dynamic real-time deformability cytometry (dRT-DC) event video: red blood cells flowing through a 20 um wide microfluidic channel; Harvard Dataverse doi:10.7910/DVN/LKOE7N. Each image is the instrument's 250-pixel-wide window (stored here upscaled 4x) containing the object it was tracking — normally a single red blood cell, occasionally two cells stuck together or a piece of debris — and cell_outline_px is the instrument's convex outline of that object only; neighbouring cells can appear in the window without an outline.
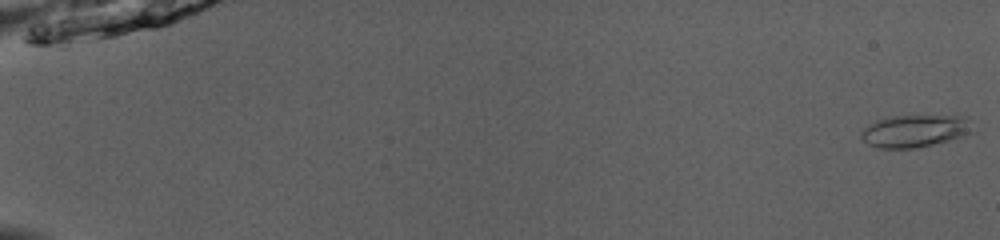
{"species": "common noctule bat (a hibernating species)", "species_latin": "Nyctalus noctula", "temperature_condition": "room temperature", "stored_images_in_passage": 51, "camera_frame_rate_fps": 3000, "um_per_image_px": 0.085, "animal": {"sex": "male", "body_mass_g": 13.0, "forearm_length_mm": 53.1}, "frame": {"image": 1, "passage_image": 1, "time_ms": 0.0, "image_size_px": [1000, 240], "cell_outline_px": [[972, 132], [948, 140], [916, 148], [876, 148], [868, 144], [860, 136], [860, 132], [864, 128], [876, 120], [888, 116], [964, 116], [968, 120]], "centroid_in_image_um": [77.69, 11.13], "position_along_channel_um": 7.3, "area_um2": 20.69}}
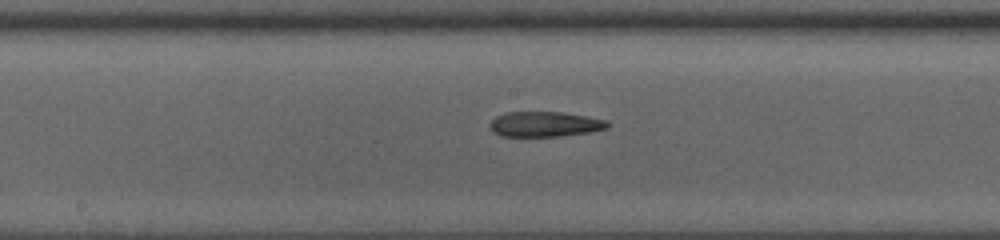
{"frame": {"image": 2, "passage_image": 29, "time_ms": 9.333, "image_size_px": [1000, 240], "cell_outline_px": [[612, 124], [608, 128], [588, 132], [556, 136], [500, 136], [492, 132], [488, 128], [488, 124], [496, 116], [508, 112], [564, 112], [588, 116], [608, 120]], "centroid_in_image_um": [46.31, 10.55], "position_along_channel_um": 201.9, "area_um2": 17.46}}
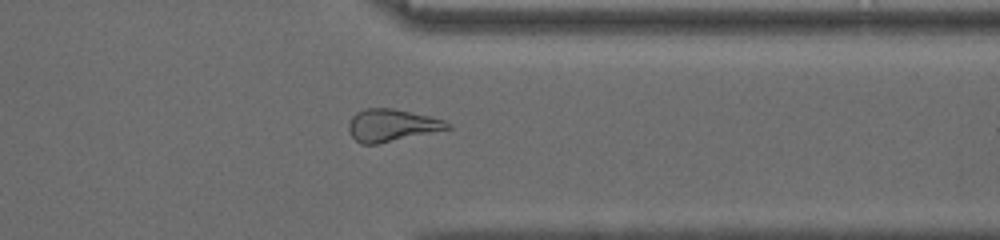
{"frame": {"image": 3, "passage_image": 42, "time_ms": 13.667, "image_size_px": [1000, 240], "cell_outline_px": [[452, 128], [376, 144], [360, 144], [348, 132], [348, 124], [352, 116], [356, 112], [364, 108], [392, 108], [428, 116], [444, 120], [452, 124]], "centroid_in_image_um": [33.27, 10.64], "position_along_channel_um": 378.1, "area_um2": 18.5}, "authors_computed_cell_mechanics": {"area_um2": 18.785, "velocity_mm_per_s": 4.082, "shape_relaxation_time_tau1_ms": null, "shape_relaxation_time_tau2_ms": 5.4664, "deformation_change_tau1": null, "deformation_change_tau2": 0.162}}